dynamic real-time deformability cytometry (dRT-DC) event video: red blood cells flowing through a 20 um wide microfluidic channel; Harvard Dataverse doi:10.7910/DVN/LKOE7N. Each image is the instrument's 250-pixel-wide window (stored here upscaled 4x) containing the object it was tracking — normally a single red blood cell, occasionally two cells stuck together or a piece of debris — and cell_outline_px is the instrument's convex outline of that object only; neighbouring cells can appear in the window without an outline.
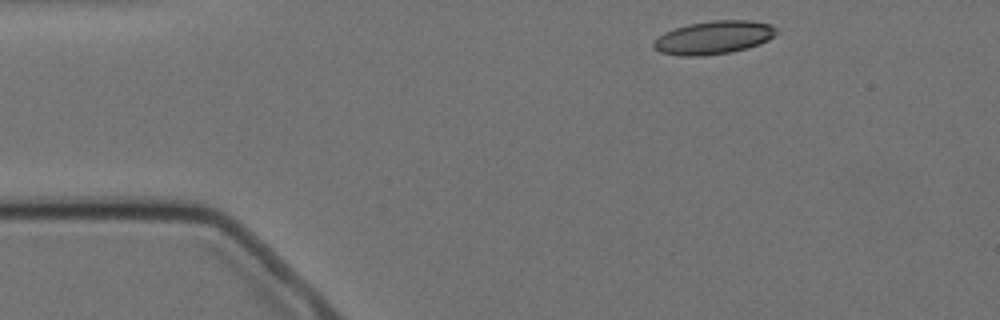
{"species": "Egyptian fruit bat (a non-hibernating species)", "species_latin": "Rousettus aegyptiacus", "temperature_condition": "cold", "stored_images_in_passage": 4, "camera_frame_rate_fps": 3000, "um_per_image_px": 0.085, "animal": {"sex": "female"}, "frame": {"image": 1, "passage_image": 1, "time_ms": 0.0, "image_size_px": [1000, 320], "cell_outline_px": [[780, 32], [768, 40], [760, 44], [748, 48], [732, 52], [704, 56], [680, 56], [660, 52], [652, 48], [652, 40], [656, 36], [664, 32], [688, 24], [716, 20], [748, 20], [772, 24]], "centroid_in_image_um": [60.65, 3.2], "position_along_channel_um": 24.3, "area_um2": 24.22}}